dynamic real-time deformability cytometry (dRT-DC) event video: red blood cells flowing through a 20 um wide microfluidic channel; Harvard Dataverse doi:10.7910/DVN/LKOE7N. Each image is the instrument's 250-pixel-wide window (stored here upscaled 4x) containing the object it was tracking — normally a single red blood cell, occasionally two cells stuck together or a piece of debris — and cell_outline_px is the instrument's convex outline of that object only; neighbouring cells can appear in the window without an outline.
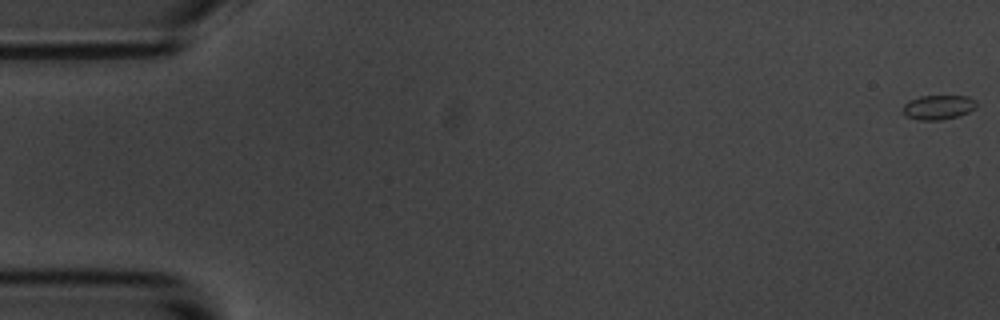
{"species": "common noctule bat (a hibernating species)", "species_latin": "Nyctalus noctula", "temperature_condition": "room temperature", "stored_images_in_passage": 7, "camera_frame_rate_fps": 3000, "um_per_image_px": 0.085, "animal": {"sex": "male", "body_mass_g": 20.1, "forearm_length_mm": 53.5}, "frame": {"image": 1, "passage_image": 1, "time_ms": 0.0, "image_size_px": [1000, 320], "cell_outline_px": [[976, 108], [960, 116], [940, 120], [920, 120], [908, 116], [900, 108], [908, 100], [920, 96], [968, 96], [976, 100]], "centroid_in_image_um": [79.76, 9.11], "position_along_channel_um": 5.2, "area_um2": 10.58}}